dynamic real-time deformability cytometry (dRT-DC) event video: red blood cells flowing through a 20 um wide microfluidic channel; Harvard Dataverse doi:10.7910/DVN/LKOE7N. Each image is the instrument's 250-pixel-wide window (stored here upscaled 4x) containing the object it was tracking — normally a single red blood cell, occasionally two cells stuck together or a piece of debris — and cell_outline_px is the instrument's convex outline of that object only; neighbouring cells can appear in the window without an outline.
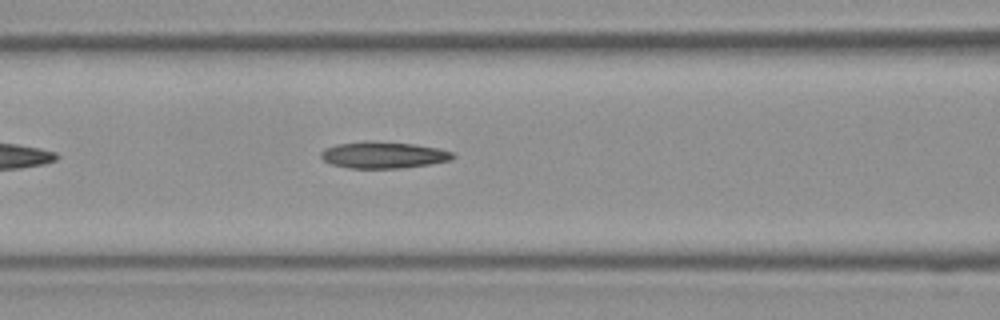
{"species": "Egyptian fruit bat (a non-hibernating species)", "species_latin": "Rousettus aegyptiacus", "temperature_condition": "room temperature", "stored_images_in_passage": 24, "camera_frame_rate_fps": 3000, "um_per_image_px": 0.085, "frame": {"image": 1, "passage_image": 6, "time_ms": 1.667, "image_size_px": [1000, 320], "cell_outline_px": [[456, 156], [452, 160], [432, 164], [400, 168], [348, 168], [332, 164], [324, 160], [320, 156], [320, 152], [324, 148], [336, 144], [368, 140], [372, 140], [412, 144], [436, 148], [452, 152]], "centroid_in_image_um": [32.57, 13.17], "position_along_channel_um": 134.0, "area_um2": 20.58}}
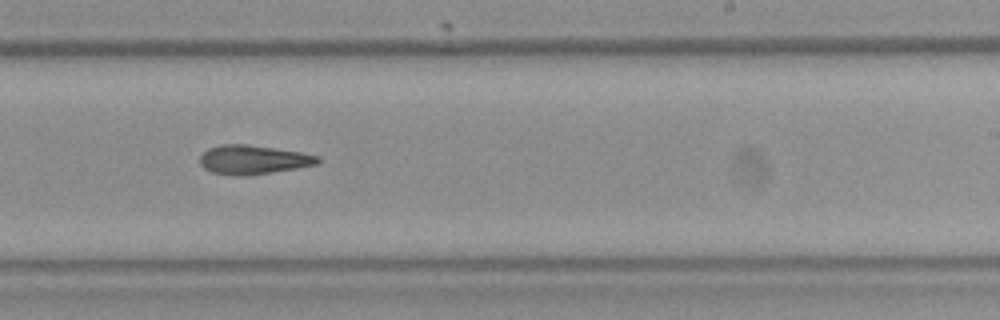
{"frame": {"image": 2, "passage_image": 14, "time_ms": 4.333, "image_size_px": [1000, 320], "cell_outline_px": [[320, 164], [296, 168], [240, 176], [236, 176], [212, 172], [204, 168], [200, 164], [200, 156], [208, 148], [220, 144], [248, 144], [300, 152], [320, 156]], "centroid_in_image_um": [21.51, 13.56], "position_along_channel_um": 267.5, "area_um2": 19.83}}
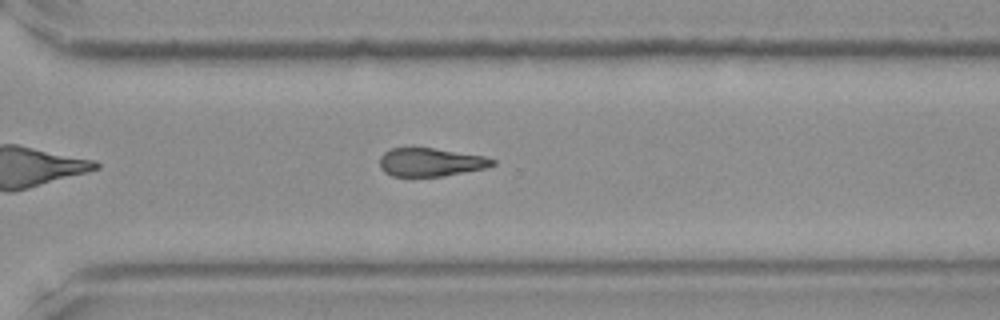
{"frame": {"image": 3, "passage_image": 18, "time_ms": 5.667, "image_size_px": [1000, 320], "cell_outline_px": [[496, 164], [488, 168], [444, 176], [392, 176], [384, 172], [380, 168], [380, 156], [384, 152], [392, 148], [412, 144], [484, 156], [496, 160]], "centroid_in_image_um": [36.58, 13.74], "position_along_channel_um": 334.0, "area_um2": 19.42}}